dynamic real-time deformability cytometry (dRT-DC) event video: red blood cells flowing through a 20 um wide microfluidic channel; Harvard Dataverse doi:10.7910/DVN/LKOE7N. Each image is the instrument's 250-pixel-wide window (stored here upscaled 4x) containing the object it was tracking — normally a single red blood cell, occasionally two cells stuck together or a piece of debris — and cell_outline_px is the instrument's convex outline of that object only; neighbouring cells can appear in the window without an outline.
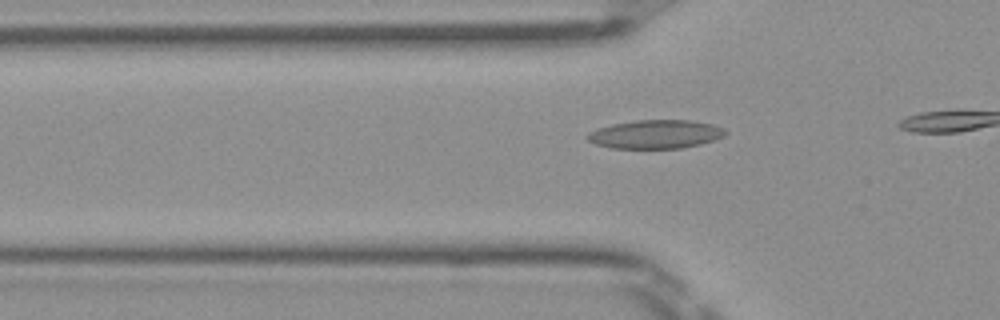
{"species": "Egyptian fruit bat (a non-hibernating species)", "species_latin": "Rousettus aegyptiacus", "temperature_condition": "room temperature", "stored_images_in_passage": 5, "camera_frame_rate_fps": 3000, "um_per_image_px": 0.085, "frame": {"image": 1, "passage_image": 2, "time_ms": 0.333, "image_size_px": [1000, 320], "cell_outline_px": [[728, 132], [724, 136], [700, 144], [680, 148], [612, 148], [596, 144], [588, 140], [584, 136], [588, 132], [596, 128], [612, 124], [636, 120], [688, 120], [712, 124], [724, 128]], "centroid_in_image_um": [55.69, 11.4], "position_along_channel_um": 70.1, "area_um2": 23.0}}